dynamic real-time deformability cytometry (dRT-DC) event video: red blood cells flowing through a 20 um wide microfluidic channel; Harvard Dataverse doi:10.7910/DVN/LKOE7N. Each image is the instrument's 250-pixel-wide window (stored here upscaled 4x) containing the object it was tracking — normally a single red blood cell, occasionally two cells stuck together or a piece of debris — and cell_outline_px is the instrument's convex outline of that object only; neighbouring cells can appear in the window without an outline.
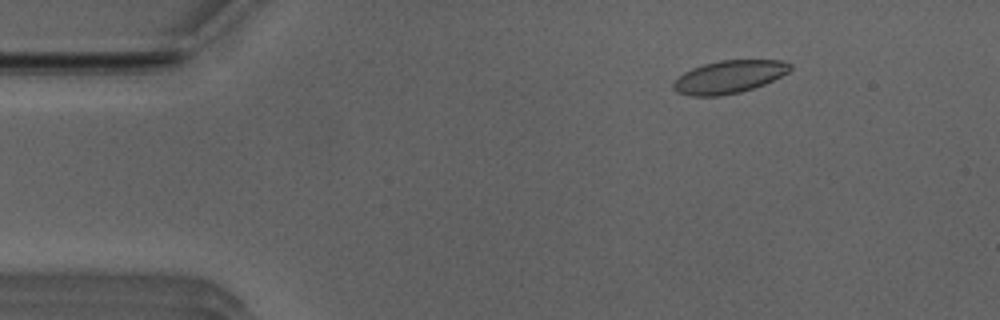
{"species": "Egyptian fruit bat (a non-hibernating species)", "species_latin": "Rousettus aegyptiacus", "temperature_condition": "room temperature", "stored_images_in_passage": 14, "camera_frame_rate_fps": 3000, "um_per_image_px": 0.085, "animal": {"sex": "male"}, "frame": {"image": 1, "passage_image": 7, "time_ms": 2.0, "image_size_px": [1000, 320], "cell_outline_px": [[792, 68], [788, 72], [764, 84], [740, 92], [720, 96], [688, 96], [676, 92], [672, 88], [672, 84], [684, 72], [692, 68], [704, 64], [720, 60], [780, 60], [792, 64]], "centroid_in_image_um": [61.94, 6.54], "position_along_channel_um": 23.1, "area_um2": 22.25}}